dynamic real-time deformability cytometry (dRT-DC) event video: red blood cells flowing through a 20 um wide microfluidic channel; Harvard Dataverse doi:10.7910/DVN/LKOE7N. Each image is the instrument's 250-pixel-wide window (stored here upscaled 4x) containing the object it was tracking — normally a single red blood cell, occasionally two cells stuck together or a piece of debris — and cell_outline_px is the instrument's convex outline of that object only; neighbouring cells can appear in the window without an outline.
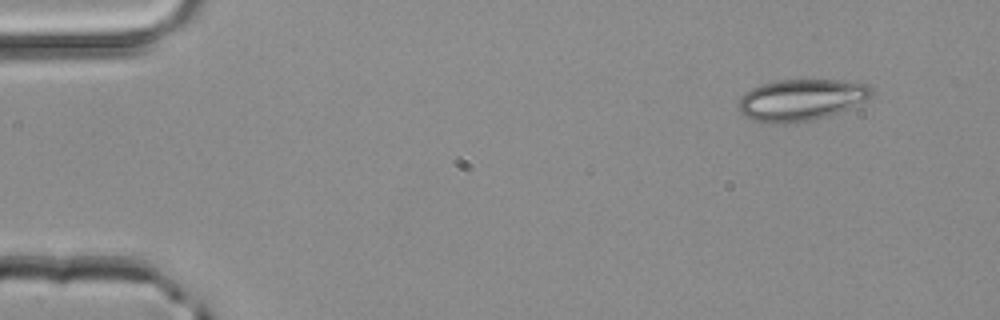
{"species": "common noctule bat (a hibernating species)", "species_latin": "Nyctalus noctula", "temperature_condition": "room temperature", "stored_images_in_passage": 2, "camera_frame_rate_fps": 3000, "um_per_image_px": 0.085, "animal": {"sex": "male", "body_mass_g": 20.4}, "frame": {"image": 1, "passage_image": 1, "time_ms": 0.0, "image_size_px": [1000, 320], "cell_outline_px": [[876, 92], [872, 96], [848, 108], [828, 116], [812, 120], [788, 124], [768, 124], [752, 120], [740, 112], [736, 104], [740, 96], [752, 88], [760, 84], [780, 80], [840, 80], [868, 84]], "centroid_in_image_um": [68.06, 8.5], "position_along_channel_um": 16.9, "area_um2": 32.54}}